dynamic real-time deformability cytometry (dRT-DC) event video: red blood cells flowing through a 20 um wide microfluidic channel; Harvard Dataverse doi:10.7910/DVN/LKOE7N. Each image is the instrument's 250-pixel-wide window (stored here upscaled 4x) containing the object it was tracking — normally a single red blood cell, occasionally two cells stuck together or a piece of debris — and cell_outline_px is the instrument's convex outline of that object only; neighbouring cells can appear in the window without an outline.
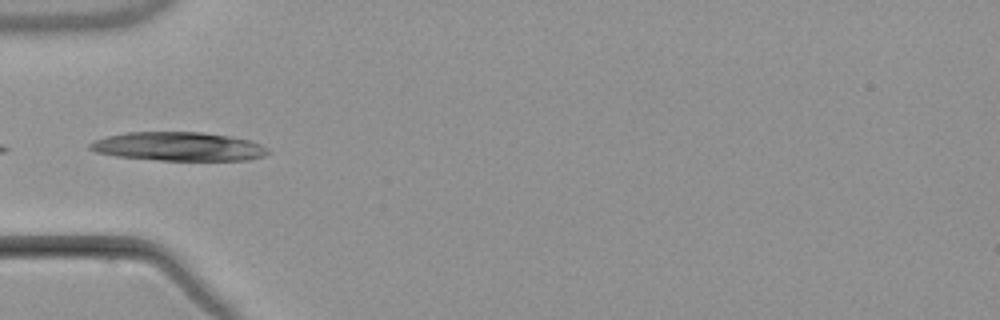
{"species": "common noctule bat (a hibernating species)", "species_latin": "Nyctalus noctula", "temperature_condition": "warm", "stored_images_in_passage": 4, "camera_frame_rate_fps": 3000, "um_per_image_px": 0.085, "animal": {"sex": "male", "body_mass_g": 21.5, "forearm_length_mm": 52.0}, "frame": {"image": 1, "passage_image": 4, "time_ms": 4.0, "image_size_px": [1000, 320], "cell_outline_px": [[268, 152], [264, 156], [248, 160], [160, 160], [116, 156], [96, 152], [88, 148], [88, 144], [96, 140], [108, 136], [128, 132], [200, 132], [232, 136], [248, 140], [260, 144], [268, 148]], "centroid_in_image_um": [15.18, 12.45], "position_along_channel_um": 69.8, "area_um2": 29.71}}